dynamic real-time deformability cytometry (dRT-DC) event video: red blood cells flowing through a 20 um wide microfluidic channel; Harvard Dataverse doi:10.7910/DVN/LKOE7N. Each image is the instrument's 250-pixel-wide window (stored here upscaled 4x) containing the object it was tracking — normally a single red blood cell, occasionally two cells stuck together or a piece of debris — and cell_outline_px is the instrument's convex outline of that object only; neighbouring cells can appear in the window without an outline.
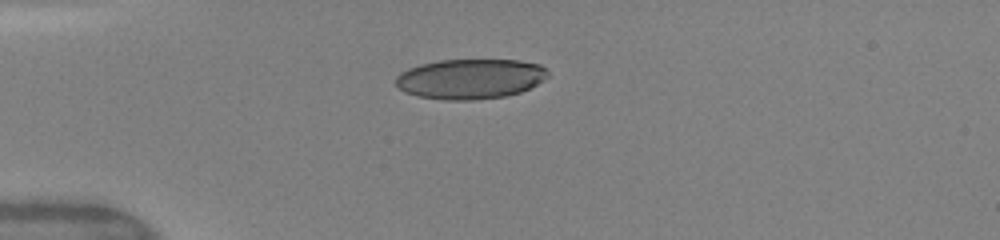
{"species": "human", "species_latin": "Homo sapiens", "temperature_condition": "warm", "stored_images_in_passage": 3, "camera_frame_rate_fps": 3000, "um_per_image_px": 0.085, "donor": {"sex": "female"}, "frame": {"image": 1, "passage_image": 1, "time_ms": 0.0, "image_size_px": [1000, 240], "cell_outline_px": [[548, 76], [544, 80], [520, 92], [504, 96], [472, 100], [444, 100], [416, 96], [404, 92], [396, 84], [396, 76], [400, 72], [408, 68], [420, 64], [440, 60], [520, 60], [540, 64], [548, 72]], "centroid_in_image_um": [39.95, 6.7], "position_along_channel_um": 45.1, "area_um2": 35.55}}